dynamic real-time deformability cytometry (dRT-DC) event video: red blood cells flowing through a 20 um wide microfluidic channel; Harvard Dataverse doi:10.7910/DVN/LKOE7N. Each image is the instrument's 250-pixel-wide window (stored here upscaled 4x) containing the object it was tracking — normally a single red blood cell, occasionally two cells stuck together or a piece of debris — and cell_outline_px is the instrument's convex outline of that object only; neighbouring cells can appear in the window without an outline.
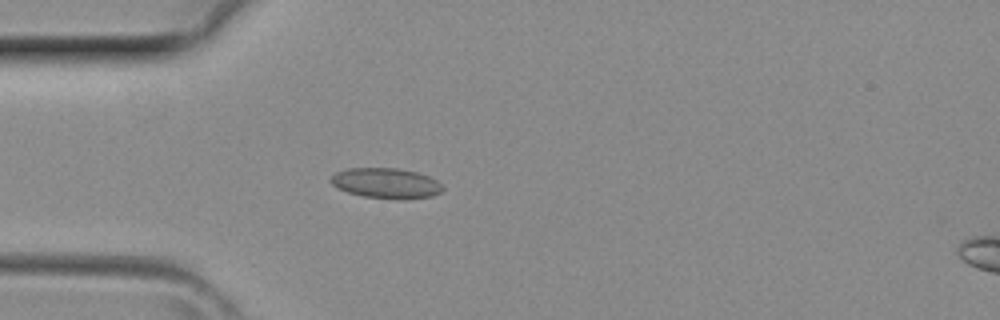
{"species": "common noctule bat (a hibernating species)", "species_latin": "Nyctalus noctula", "temperature_condition": "room temperature", "stored_images_in_passage": 3, "camera_frame_rate_fps": 3000, "um_per_image_px": 0.085, "animal": {"sex": "female", "body_mass_g": 29.2, "forearm_length_mm": 56.3}, "frame": {"image": 1, "passage_image": 3, "time_ms": 0.667, "image_size_px": [1000, 320], "cell_outline_px": [[444, 188], [440, 192], [432, 196], [364, 196], [348, 192], [332, 184], [328, 180], [336, 172], [348, 168], [396, 168], [416, 172], [428, 176], [436, 180]], "centroid_in_image_um": [32.76, 15.51], "position_along_channel_um": 52.2, "area_um2": 18.67}}